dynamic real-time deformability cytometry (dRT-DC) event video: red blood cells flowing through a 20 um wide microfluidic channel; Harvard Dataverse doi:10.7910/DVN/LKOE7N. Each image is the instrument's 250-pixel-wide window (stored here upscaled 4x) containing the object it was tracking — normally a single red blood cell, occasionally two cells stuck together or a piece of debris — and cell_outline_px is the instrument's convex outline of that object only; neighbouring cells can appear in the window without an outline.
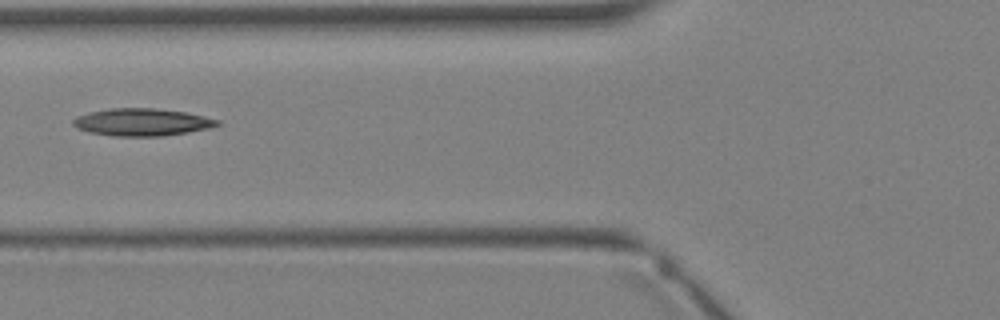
{"species": "Egyptian fruit bat (a non-hibernating species)", "species_latin": "Rousettus aegyptiacus", "temperature_condition": "warm", "stored_images_in_passage": 5, "camera_frame_rate_fps": 3000, "um_per_image_px": 0.085, "animal": {"sex": "female"}, "frame": {"image": 1, "passage_image": 5, "time_ms": 4.667, "image_size_px": [1000, 320], "cell_outline_px": [[220, 124], [212, 128], [164, 136], [112, 136], [88, 132], [76, 128], [72, 124], [72, 120], [76, 116], [88, 112], [108, 108], [156, 108], [184, 112], [204, 116], [220, 120]], "centroid_in_image_um": [12.05, 10.38], "position_along_channel_um": 113.8, "area_um2": 23.29}}